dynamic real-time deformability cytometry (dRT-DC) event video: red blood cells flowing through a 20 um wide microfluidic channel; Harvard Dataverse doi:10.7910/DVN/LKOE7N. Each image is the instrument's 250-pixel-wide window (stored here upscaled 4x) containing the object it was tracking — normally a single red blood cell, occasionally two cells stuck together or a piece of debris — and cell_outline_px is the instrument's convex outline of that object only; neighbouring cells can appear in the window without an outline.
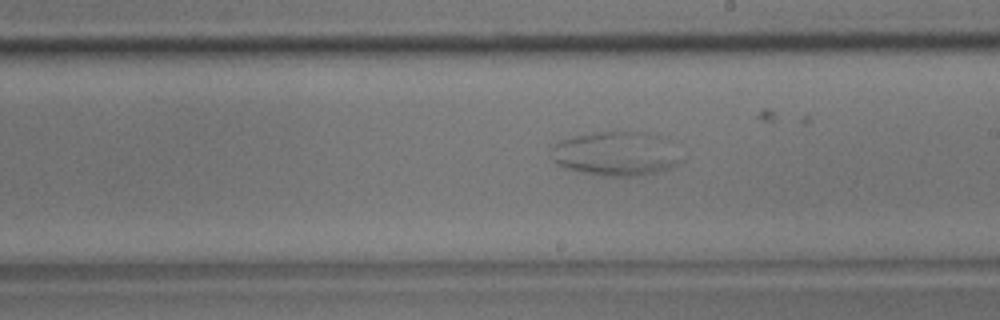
{"species": "common noctule bat (a hibernating species)", "species_latin": "Nyctalus noctula", "temperature_condition": "room temperature", "stored_images_in_passage": 54, "camera_frame_rate_fps": 3000, "um_per_image_px": 0.085, "animal": {"sex": "male", "body_mass_g": 17.9}, "frame": {"image": 1, "passage_image": 32, "time_ms": 10.333, "image_size_px": [1000, 320], "cell_outline_px": [[676, 164], [672, 168], [636, 176], [600, 176], [580, 172], [564, 168], [556, 164], [552, 160], [552, 148], [560, 140], [572, 136], [596, 132], [636, 132], [676, 160]], "centroid_in_image_um": [51.94, 13.14], "position_along_channel_um": 237.1, "area_um2": 30.52}}